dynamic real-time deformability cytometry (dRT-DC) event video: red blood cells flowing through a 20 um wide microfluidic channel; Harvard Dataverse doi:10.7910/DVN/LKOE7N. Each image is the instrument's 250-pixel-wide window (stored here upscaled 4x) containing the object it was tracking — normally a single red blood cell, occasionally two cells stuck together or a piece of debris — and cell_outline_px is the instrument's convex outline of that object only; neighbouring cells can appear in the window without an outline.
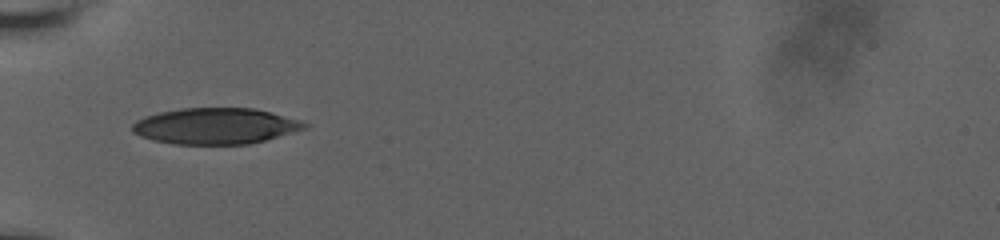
{"species": "human", "species_latin": "Homo sapiens", "temperature_condition": "room temperature", "stored_images_in_passage": 29, "camera_frame_rate_fps": 3000, "um_per_image_px": 0.085, "donor": {"sex": "male"}, "frame": {"image": 1, "passage_image": 1, "time_ms": 0.0, "image_size_px": [1000, 240], "cell_outline_px": [[308, 128], [264, 140], [248, 144], [176, 144], [152, 140], [140, 136], [132, 132], [132, 124], [136, 120], [144, 116], [160, 112], [180, 108], [252, 108], [300, 120], [308, 124]], "centroid_in_image_um": [18.27, 10.71], "position_along_channel_um": 66.7, "area_um2": 36.07}}
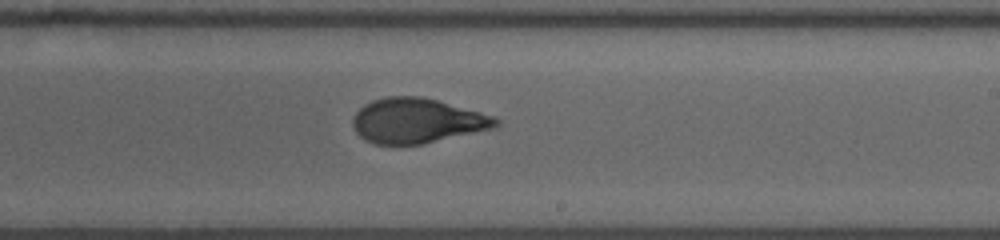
{"frame": {"image": 2, "passage_image": 16, "time_ms": 5.0, "image_size_px": [1000, 240], "cell_outline_px": [[500, 124], [496, 128], [424, 144], [376, 144], [360, 136], [356, 132], [352, 124], [352, 120], [356, 112], [364, 104], [372, 100], [388, 96], [420, 96], [436, 100], [496, 116], [500, 120]], "centroid_in_image_um": [35.49, 10.26], "position_along_channel_um": 253.5, "area_um2": 37.51}}
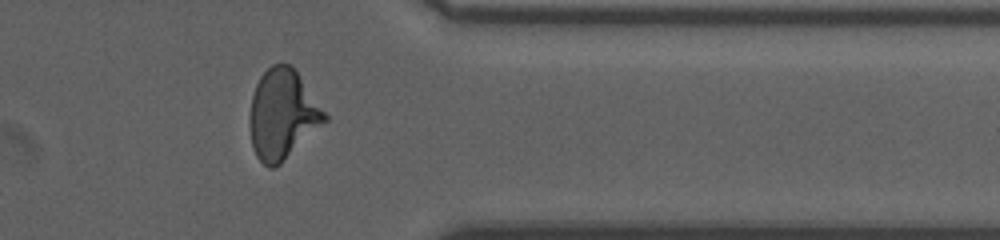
{"frame": {"image": 3, "passage_image": 27, "time_ms": 8.667, "image_size_px": [1000, 240], "cell_outline_px": [[328, 120], [280, 164], [272, 168], [268, 168], [256, 156], [252, 148], [248, 116], [252, 96], [256, 84], [260, 76], [272, 64], [292, 64], [328, 116]], "centroid_in_image_um": [23.99, 9.72], "position_along_channel_um": 387.4, "area_um2": 39.25}, "authors_computed_cell_mechanics": {"area_um2": 37.5122, "velocity_mm_per_s": 3.8326, "shape_relaxation_time_tau1_ms": 8.2053, "shape_relaxation_time_tau2_ms": 0.882, "deformation_change_tau1": 0.2661, "deformation_change_tau2": 0.0648}}